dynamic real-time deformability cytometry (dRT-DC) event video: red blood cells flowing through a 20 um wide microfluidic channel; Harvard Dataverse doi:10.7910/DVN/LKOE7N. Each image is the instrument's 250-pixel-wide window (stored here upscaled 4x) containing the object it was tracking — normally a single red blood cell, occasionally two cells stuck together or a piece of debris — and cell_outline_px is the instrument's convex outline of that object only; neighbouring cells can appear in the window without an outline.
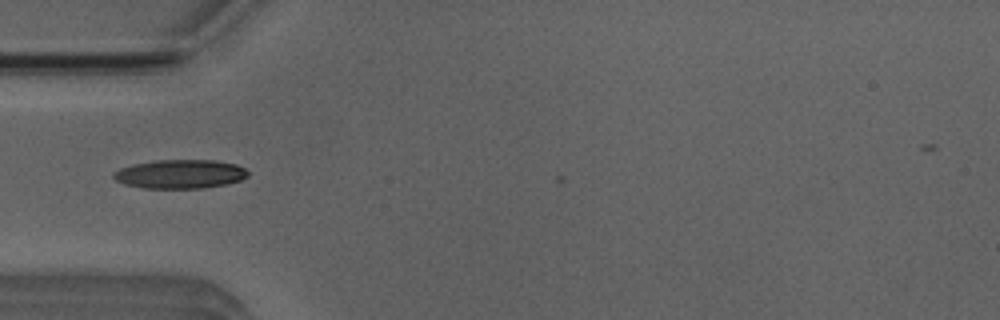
{"species": "Egyptian fruit bat (a non-hibernating species)", "species_latin": "Rousettus aegyptiacus", "temperature_condition": "room temperature", "stored_images_in_passage": 6, "camera_frame_rate_fps": 3000, "um_per_image_px": 0.085, "animal": {"sex": "male"}, "frame": {"image": 1, "passage_image": 4, "time_ms": 1.0, "image_size_px": [1000, 320], "cell_outline_px": [[248, 176], [240, 180], [228, 184], [204, 188], [144, 188], [124, 184], [116, 180], [112, 176], [112, 172], [120, 168], [132, 164], [156, 160], [216, 160], [236, 164], [244, 168], [248, 172]], "centroid_in_image_um": [15.3, 14.79], "position_along_channel_um": 69.7, "area_um2": 22.77}}